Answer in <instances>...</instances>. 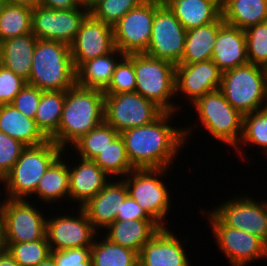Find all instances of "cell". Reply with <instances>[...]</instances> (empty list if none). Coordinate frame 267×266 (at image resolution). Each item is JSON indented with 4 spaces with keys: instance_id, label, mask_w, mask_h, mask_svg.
I'll return each instance as SVG.
<instances>
[{
    "instance_id": "obj_11",
    "label": "cell",
    "mask_w": 267,
    "mask_h": 266,
    "mask_svg": "<svg viewBox=\"0 0 267 266\" xmlns=\"http://www.w3.org/2000/svg\"><path fill=\"white\" fill-rule=\"evenodd\" d=\"M159 0H144L113 25L114 44L126 54L144 53L149 45Z\"/></svg>"
},
{
    "instance_id": "obj_34",
    "label": "cell",
    "mask_w": 267,
    "mask_h": 266,
    "mask_svg": "<svg viewBox=\"0 0 267 266\" xmlns=\"http://www.w3.org/2000/svg\"><path fill=\"white\" fill-rule=\"evenodd\" d=\"M120 133L103 121L87 134L74 142L73 148L80 158L93 160L101 151L108 147Z\"/></svg>"
},
{
    "instance_id": "obj_21",
    "label": "cell",
    "mask_w": 267,
    "mask_h": 266,
    "mask_svg": "<svg viewBox=\"0 0 267 266\" xmlns=\"http://www.w3.org/2000/svg\"><path fill=\"white\" fill-rule=\"evenodd\" d=\"M211 60L222 72L249 63L245 31L224 23L219 28Z\"/></svg>"
},
{
    "instance_id": "obj_41",
    "label": "cell",
    "mask_w": 267,
    "mask_h": 266,
    "mask_svg": "<svg viewBox=\"0 0 267 266\" xmlns=\"http://www.w3.org/2000/svg\"><path fill=\"white\" fill-rule=\"evenodd\" d=\"M26 146L0 131V181L11 171Z\"/></svg>"
},
{
    "instance_id": "obj_1",
    "label": "cell",
    "mask_w": 267,
    "mask_h": 266,
    "mask_svg": "<svg viewBox=\"0 0 267 266\" xmlns=\"http://www.w3.org/2000/svg\"><path fill=\"white\" fill-rule=\"evenodd\" d=\"M172 115L175 116L174 112H164L148 125L129 128L120 133L128 159L135 169L171 166L191 131V128L168 125Z\"/></svg>"
},
{
    "instance_id": "obj_8",
    "label": "cell",
    "mask_w": 267,
    "mask_h": 266,
    "mask_svg": "<svg viewBox=\"0 0 267 266\" xmlns=\"http://www.w3.org/2000/svg\"><path fill=\"white\" fill-rule=\"evenodd\" d=\"M166 171L168 168L133 169L124 177L128 195L161 227H166L164 221L171 207L170 194L160 179Z\"/></svg>"
},
{
    "instance_id": "obj_43",
    "label": "cell",
    "mask_w": 267,
    "mask_h": 266,
    "mask_svg": "<svg viewBox=\"0 0 267 266\" xmlns=\"http://www.w3.org/2000/svg\"><path fill=\"white\" fill-rule=\"evenodd\" d=\"M42 90L26 84L15 96L11 105L23 113L26 117L34 119L37 108L40 103Z\"/></svg>"
},
{
    "instance_id": "obj_40",
    "label": "cell",
    "mask_w": 267,
    "mask_h": 266,
    "mask_svg": "<svg viewBox=\"0 0 267 266\" xmlns=\"http://www.w3.org/2000/svg\"><path fill=\"white\" fill-rule=\"evenodd\" d=\"M136 79L133 62L125 55L116 65L108 86L103 90L104 94H118L135 92Z\"/></svg>"
},
{
    "instance_id": "obj_27",
    "label": "cell",
    "mask_w": 267,
    "mask_h": 266,
    "mask_svg": "<svg viewBox=\"0 0 267 266\" xmlns=\"http://www.w3.org/2000/svg\"><path fill=\"white\" fill-rule=\"evenodd\" d=\"M167 6L186 30L212 23L222 15L214 0H171Z\"/></svg>"
},
{
    "instance_id": "obj_55",
    "label": "cell",
    "mask_w": 267,
    "mask_h": 266,
    "mask_svg": "<svg viewBox=\"0 0 267 266\" xmlns=\"http://www.w3.org/2000/svg\"><path fill=\"white\" fill-rule=\"evenodd\" d=\"M162 4L167 5L171 0H159Z\"/></svg>"
},
{
    "instance_id": "obj_32",
    "label": "cell",
    "mask_w": 267,
    "mask_h": 266,
    "mask_svg": "<svg viewBox=\"0 0 267 266\" xmlns=\"http://www.w3.org/2000/svg\"><path fill=\"white\" fill-rule=\"evenodd\" d=\"M92 266H138V253L106 237L91 246Z\"/></svg>"
},
{
    "instance_id": "obj_24",
    "label": "cell",
    "mask_w": 267,
    "mask_h": 266,
    "mask_svg": "<svg viewBox=\"0 0 267 266\" xmlns=\"http://www.w3.org/2000/svg\"><path fill=\"white\" fill-rule=\"evenodd\" d=\"M37 40L28 33L0 42V65L28 81Z\"/></svg>"
},
{
    "instance_id": "obj_47",
    "label": "cell",
    "mask_w": 267,
    "mask_h": 266,
    "mask_svg": "<svg viewBox=\"0 0 267 266\" xmlns=\"http://www.w3.org/2000/svg\"><path fill=\"white\" fill-rule=\"evenodd\" d=\"M0 266H20L5 250L0 251Z\"/></svg>"
},
{
    "instance_id": "obj_26",
    "label": "cell",
    "mask_w": 267,
    "mask_h": 266,
    "mask_svg": "<svg viewBox=\"0 0 267 266\" xmlns=\"http://www.w3.org/2000/svg\"><path fill=\"white\" fill-rule=\"evenodd\" d=\"M224 23L221 15L212 23L187 30L184 52L180 63L192 64L211 60L219 28Z\"/></svg>"
},
{
    "instance_id": "obj_5",
    "label": "cell",
    "mask_w": 267,
    "mask_h": 266,
    "mask_svg": "<svg viewBox=\"0 0 267 266\" xmlns=\"http://www.w3.org/2000/svg\"><path fill=\"white\" fill-rule=\"evenodd\" d=\"M219 90L242 115L256 112L267 107L266 69L247 63L227 70L222 73Z\"/></svg>"
},
{
    "instance_id": "obj_9",
    "label": "cell",
    "mask_w": 267,
    "mask_h": 266,
    "mask_svg": "<svg viewBox=\"0 0 267 266\" xmlns=\"http://www.w3.org/2000/svg\"><path fill=\"white\" fill-rule=\"evenodd\" d=\"M164 112L155 102L137 92L105 94L104 121L119 133L148 125Z\"/></svg>"
},
{
    "instance_id": "obj_52",
    "label": "cell",
    "mask_w": 267,
    "mask_h": 266,
    "mask_svg": "<svg viewBox=\"0 0 267 266\" xmlns=\"http://www.w3.org/2000/svg\"><path fill=\"white\" fill-rule=\"evenodd\" d=\"M102 0H89V11Z\"/></svg>"
},
{
    "instance_id": "obj_39",
    "label": "cell",
    "mask_w": 267,
    "mask_h": 266,
    "mask_svg": "<svg viewBox=\"0 0 267 266\" xmlns=\"http://www.w3.org/2000/svg\"><path fill=\"white\" fill-rule=\"evenodd\" d=\"M143 1L144 0H102L89 11V14L93 18L113 26L127 12Z\"/></svg>"
},
{
    "instance_id": "obj_6",
    "label": "cell",
    "mask_w": 267,
    "mask_h": 266,
    "mask_svg": "<svg viewBox=\"0 0 267 266\" xmlns=\"http://www.w3.org/2000/svg\"><path fill=\"white\" fill-rule=\"evenodd\" d=\"M133 62L136 88L146 99L155 102L165 112L178 109L173 102L175 94V65L169 61L150 57L144 53L126 54Z\"/></svg>"
},
{
    "instance_id": "obj_25",
    "label": "cell",
    "mask_w": 267,
    "mask_h": 266,
    "mask_svg": "<svg viewBox=\"0 0 267 266\" xmlns=\"http://www.w3.org/2000/svg\"><path fill=\"white\" fill-rule=\"evenodd\" d=\"M0 131L25 146L40 145L48 140L36 126L35 119L26 117L11 104L0 105Z\"/></svg>"
},
{
    "instance_id": "obj_20",
    "label": "cell",
    "mask_w": 267,
    "mask_h": 266,
    "mask_svg": "<svg viewBox=\"0 0 267 266\" xmlns=\"http://www.w3.org/2000/svg\"><path fill=\"white\" fill-rule=\"evenodd\" d=\"M128 190L125 181H109L106 186L93 198L89 199L81 208L87 215L88 220L98 231L107 228L112 222L116 221L119 209L126 197Z\"/></svg>"
},
{
    "instance_id": "obj_36",
    "label": "cell",
    "mask_w": 267,
    "mask_h": 266,
    "mask_svg": "<svg viewBox=\"0 0 267 266\" xmlns=\"http://www.w3.org/2000/svg\"><path fill=\"white\" fill-rule=\"evenodd\" d=\"M11 257L20 266H37L51 254L47 237L30 242L2 243Z\"/></svg>"
},
{
    "instance_id": "obj_48",
    "label": "cell",
    "mask_w": 267,
    "mask_h": 266,
    "mask_svg": "<svg viewBox=\"0 0 267 266\" xmlns=\"http://www.w3.org/2000/svg\"><path fill=\"white\" fill-rule=\"evenodd\" d=\"M5 3L26 6L31 9L40 5V0H4Z\"/></svg>"
},
{
    "instance_id": "obj_51",
    "label": "cell",
    "mask_w": 267,
    "mask_h": 266,
    "mask_svg": "<svg viewBox=\"0 0 267 266\" xmlns=\"http://www.w3.org/2000/svg\"><path fill=\"white\" fill-rule=\"evenodd\" d=\"M0 247H3V245H2V217H1V206H0Z\"/></svg>"
},
{
    "instance_id": "obj_30",
    "label": "cell",
    "mask_w": 267,
    "mask_h": 266,
    "mask_svg": "<svg viewBox=\"0 0 267 266\" xmlns=\"http://www.w3.org/2000/svg\"><path fill=\"white\" fill-rule=\"evenodd\" d=\"M63 153L48 167L37 184L34 195L46 204L69 197V165L62 160Z\"/></svg>"
},
{
    "instance_id": "obj_37",
    "label": "cell",
    "mask_w": 267,
    "mask_h": 266,
    "mask_svg": "<svg viewBox=\"0 0 267 266\" xmlns=\"http://www.w3.org/2000/svg\"><path fill=\"white\" fill-rule=\"evenodd\" d=\"M258 145L267 153V107L243 115L242 135L238 145Z\"/></svg>"
},
{
    "instance_id": "obj_23",
    "label": "cell",
    "mask_w": 267,
    "mask_h": 266,
    "mask_svg": "<svg viewBox=\"0 0 267 266\" xmlns=\"http://www.w3.org/2000/svg\"><path fill=\"white\" fill-rule=\"evenodd\" d=\"M161 228L153 219L116 220L106 228L108 232L104 236L112 243L130 248L139 254L142 247Z\"/></svg>"
},
{
    "instance_id": "obj_53",
    "label": "cell",
    "mask_w": 267,
    "mask_h": 266,
    "mask_svg": "<svg viewBox=\"0 0 267 266\" xmlns=\"http://www.w3.org/2000/svg\"><path fill=\"white\" fill-rule=\"evenodd\" d=\"M216 3H218L221 7L225 4L226 0H214Z\"/></svg>"
},
{
    "instance_id": "obj_22",
    "label": "cell",
    "mask_w": 267,
    "mask_h": 266,
    "mask_svg": "<svg viewBox=\"0 0 267 266\" xmlns=\"http://www.w3.org/2000/svg\"><path fill=\"white\" fill-rule=\"evenodd\" d=\"M78 165L69 168V198L83 206L109 182L107 175L93 160L78 159ZM72 168V169H71Z\"/></svg>"
},
{
    "instance_id": "obj_3",
    "label": "cell",
    "mask_w": 267,
    "mask_h": 266,
    "mask_svg": "<svg viewBox=\"0 0 267 266\" xmlns=\"http://www.w3.org/2000/svg\"><path fill=\"white\" fill-rule=\"evenodd\" d=\"M27 84L42 91H66L76 84V69L70 46L59 41L38 39Z\"/></svg>"
},
{
    "instance_id": "obj_16",
    "label": "cell",
    "mask_w": 267,
    "mask_h": 266,
    "mask_svg": "<svg viewBox=\"0 0 267 266\" xmlns=\"http://www.w3.org/2000/svg\"><path fill=\"white\" fill-rule=\"evenodd\" d=\"M78 216L65 214L49 217L46 221V237L51 251L91 247L97 230L81 207Z\"/></svg>"
},
{
    "instance_id": "obj_2",
    "label": "cell",
    "mask_w": 267,
    "mask_h": 266,
    "mask_svg": "<svg viewBox=\"0 0 267 266\" xmlns=\"http://www.w3.org/2000/svg\"><path fill=\"white\" fill-rule=\"evenodd\" d=\"M103 90L75 84L65 91V102L57 133L51 138L65 150L104 121Z\"/></svg>"
},
{
    "instance_id": "obj_28",
    "label": "cell",
    "mask_w": 267,
    "mask_h": 266,
    "mask_svg": "<svg viewBox=\"0 0 267 266\" xmlns=\"http://www.w3.org/2000/svg\"><path fill=\"white\" fill-rule=\"evenodd\" d=\"M119 56L123 58L125 54L115 48L106 55L83 62L76 69V84L85 88L104 90L110 83L116 65L119 63L117 61L120 60Z\"/></svg>"
},
{
    "instance_id": "obj_33",
    "label": "cell",
    "mask_w": 267,
    "mask_h": 266,
    "mask_svg": "<svg viewBox=\"0 0 267 266\" xmlns=\"http://www.w3.org/2000/svg\"><path fill=\"white\" fill-rule=\"evenodd\" d=\"M32 33V9L5 3L0 12V42Z\"/></svg>"
},
{
    "instance_id": "obj_50",
    "label": "cell",
    "mask_w": 267,
    "mask_h": 266,
    "mask_svg": "<svg viewBox=\"0 0 267 266\" xmlns=\"http://www.w3.org/2000/svg\"><path fill=\"white\" fill-rule=\"evenodd\" d=\"M77 6L82 7L89 11V0H74Z\"/></svg>"
},
{
    "instance_id": "obj_44",
    "label": "cell",
    "mask_w": 267,
    "mask_h": 266,
    "mask_svg": "<svg viewBox=\"0 0 267 266\" xmlns=\"http://www.w3.org/2000/svg\"><path fill=\"white\" fill-rule=\"evenodd\" d=\"M56 266H92L91 247L51 251Z\"/></svg>"
},
{
    "instance_id": "obj_14",
    "label": "cell",
    "mask_w": 267,
    "mask_h": 266,
    "mask_svg": "<svg viewBox=\"0 0 267 266\" xmlns=\"http://www.w3.org/2000/svg\"><path fill=\"white\" fill-rule=\"evenodd\" d=\"M82 7L52 10L42 6L32 9V33L37 39L71 45L89 11Z\"/></svg>"
},
{
    "instance_id": "obj_29",
    "label": "cell",
    "mask_w": 267,
    "mask_h": 266,
    "mask_svg": "<svg viewBox=\"0 0 267 266\" xmlns=\"http://www.w3.org/2000/svg\"><path fill=\"white\" fill-rule=\"evenodd\" d=\"M221 9L224 22L239 29L267 21V0H226Z\"/></svg>"
},
{
    "instance_id": "obj_13",
    "label": "cell",
    "mask_w": 267,
    "mask_h": 266,
    "mask_svg": "<svg viewBox=\"0 0 267 266\" xmlns=\"http://www.w3.org/2000/svg\"><path fill=\"white\" fill-rule=\"evenodd\" d=\"M207 214L215 241L231 266H246L254 260L267 258V244L259 237L225 226L211 211Z\"/></svg>"
},
{
    "instance_id": "obj_45",
    "label": "cell",
    "mask_w": 267,
    "mask_h": 266,
    "mask_svg": "<svg viewBox=\"0 0 267 266\" xmlns=\"http://www.w3.org/2000/svg\"><path fill=\"white\" fill-rule=\"evenodd\" d=\"M141 219H152L143 210L136 201L129 195L124 200L119 213L117 214L116 220L129 221V220H141Z\"/></svg>"
},
{
    "instance_id": "obj_17",
    "label": "cell",
    "mask_w": 267,
    "mask_h": 266,
    "mask_svg": "<svg viewBox=\"0 0 267 266\" xmlns=\"http://www.w3.org/2000/svg\"><path fill=\"white\" fill-rule=\"evenodd\" d=\"M115 48L113 26L89 14L70 45L74 67L77 69L83 62L106 55Z\"/></svg>"
},
{
    "instance_id": "obj_31",
    "label": "cell",
    "mask_w": 267,
    "mask_h": 266,
    "mask_svg": "<svg viewBox=\"0 0 267 266\" xmlns=\"http://www.w3.org/2000/svg\"><path fill=\"white\" fill-rule=\"evenodd\" d=\"M64 102L65 91H42L34 119L47 139H51L58 131Z\"/></svg>"
},
{
    "instance_id": "obj_7",
    "label": "cell",
    "mask_w": 267,
    "mask_h": 266,
    "mask_svg": "<svg viewBox=\"0 0 267 266\" xmlns=\"http://www.w3.org/2000/svg\"><path fill=\"white\" fill-rule=\"evenodd\" d=\"M192 105L205 130L217 141L233 146L241 155L238 142L242 135L243 115L225 99L223 93L220 90L207 93Z\"/></svg>"
},
{
    "instance_id": "obj_49",
    "label": "cell",
    "mask_w": 267,
    "mask_h": 266,
    "mask_svg": "<svg viewBox=\"0 0 267 266\" xmlns=\"http://www.w3.org/2000/svg\"><path fill=\"white\" fill-rule=\"evenodd\" d=\"M37 266H56L54 258L50 255Z\"/></svg>"
},
{
    "instance_id": "obj_54",
    "label": "cell",
    "mask_w": 267,
    "mask_h": 266,
    "mask_svg": "<svg viewBox=\"0 0 267 266\" xmlns=\"http://www.w3.org/2000/svg\"><path fill=\"white\" fill-rule=\"evenodd\" d=\"M4 5H5V1L0 0V12L2 11Z\"/></svg>"
},
{
    "instance_id": "obj_10",
    "label": "cell",
    "mask_w": 267,
    "mask_h": 266,
    "mask_svg": "<svg viewBox=\"0 0 267 266\" xmlns=\"http://www.w3.org/2000/svg\"><path fill=\"white\" fill-rule=\"evenodd\" d=\"M2 243H21L46 237L44 215L26 199H3Z\"/></svg>"
},
{
    "instance_id": "obj_15",
    "label": "cell",
    "mask_w": 267,
    "mask_h": 266,
    "mask_svg": "<svg viewBox=\"0 0 267 266\" xmlns=\"http://www.w3.org/2000/svg\"><path fill=\"white\" fill-rule=\"evenodd\" d=\"M211 212L230 228L243 230L255 235L267 244V207L265 200L261 203L251 197H233Z\"/></svg>"
},
{
    "instance_id": "obj_46",
    "label": "cell",
    "mask_w": 267,
    "mask_h": 266,
    "mask_svg": "<svg viewBox=\"0 0 267 266\" xmlns=\"http://www.w3.org/2000/svg\"><path fill=\"white\" fill-rule=\"evenodd\" d=\"M40 6L52 10H68L78 7L74 0H40Z\"/></svg>"
},
{
    "instance_id": "obj_18",
    "label": "cell",
    "mask_w": 267,
    "mask_h": 266,
    "mask_svg": "<svg viewBox=\"0 0 267 266\" xmlns=\"http://www.w3.org/2000/svg\"><path fill=\"white\" fill-rule=\"evenodd\" d=\"M222 71L212 60L175 65V94L188 97L193 104L199 97L220 89Z\"/></svg>"
},
{
    "instance_id": "obj_4",
    "label": "cell",
    "mask_w": 267,
    "mask_h": 266,
    "mask_svg": "<svg viewBox=\"0 0 267 266\" xmlns=\"http://www.w3.org/2000/svg\"><path fill=\"white\" fill-rule=\"evenodd\" d=\"M62 151L51 139L40 145L26 146L11 171L0 182L5 184L6 198L26 199V196H33L41 177Z\"/></svg>"
},
{
    "instance_id": "obj_12",
    "label": "cell",
    "mask_w": 267,
    "mask_h": 266,
    "mask_svg": "<svg viewBox=\"0 0 267 266\" xmlns=\"http://www.w3.org/2000/svg\"><path fill=\"white\" fill-rule=\"evenodd\" d=\"M186 35L187 30L172 10L161 3L155 10L152 34L144 54L177 65L182 59Z\"/></svg>"
},
{
    "instance_id": "obj_42",
    "label": "cell",
    "mask_w": 267,
    "mask_h": 266,
    "mask_svg": "<svg viewBox=\"0 0 267 266\" xmlns=\"http://www.w3.org/2000/svg\"><path fill=\"white\" fill-rule=\"evenodd\" d=\"M27 81L0 65V105L11 104Z\"/></svg>"
},
{
    "instance_id": "obj_35",
    "label": "cell",
    "mask_w": 267,
    "mask_h": 266,
    "mask_svg": "<svg viewBox=\"0 0 267 266\" xmlns=\"http://www.w3.org/2000/svg\"><path fill=\"white\" fill-rule=\"evenodd\" d=\"M93 161L109 176L125 177L135 169L127 156L125 143L119 134ZM124 175V176H123Z\"/></svg>"
},
{
    "instance_id": "obj_38",
    "label": "cell",
    "mask_w": 267,
    "mask_h": 266,
    "mask_svg": "<svg viewBox=\"0 0 267 266\" xmlns=\"http://www.w3.org/2000/svg\"><path fill=\"white\" fill-rule=\"evenodd\" d=\"M247 57L249 63L267 67V21L246 28Z\"/></svg>"
},
{
    "instance_id": "obj_19",
    "label": "cell",
    "mask_w": 267,
    "mask_h": 266,
    "mask_svg": "<svg viewBox=\"0 0 267 266\" xmlns=\"http://www.w3.org/2000/svg\"><path fill=\"white\" fill-rule=\"evenodd\" d=\"M168 229L162 227L142 247L138 266H190L182 242Z\"/></svg>"
}]
</instances>
